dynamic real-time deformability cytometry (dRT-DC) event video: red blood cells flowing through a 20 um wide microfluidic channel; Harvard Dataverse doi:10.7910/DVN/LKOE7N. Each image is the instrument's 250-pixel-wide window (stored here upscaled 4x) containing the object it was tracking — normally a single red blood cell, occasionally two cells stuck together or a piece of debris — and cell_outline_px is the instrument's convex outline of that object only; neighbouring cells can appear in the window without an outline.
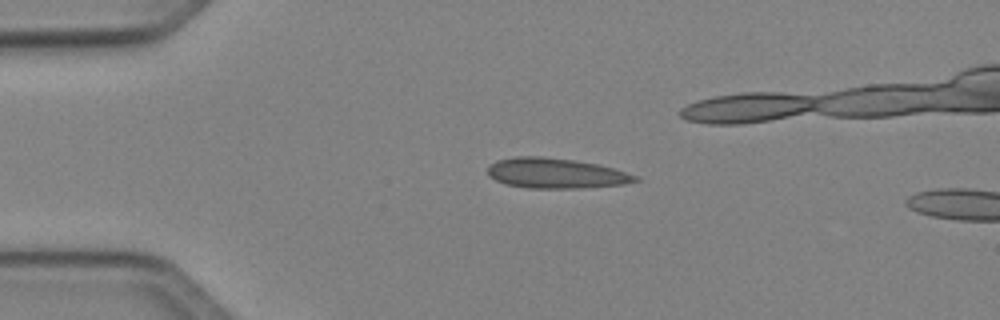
{"species": "Egyptian fruit bat (a non-hibernating species)", "species_latin": "Rousettus aegyptiacus", "temperature_condition": "cold", "stored_images_in_passage": 14, "camera_frame_rate_fps": 3000, "um_per_image_px": 0.085, "animal": {"sex": "female"}, "frame": {"image": 1, "passage_image": 10, "time_ms": 3.0, "image_size_px": [1000, 320], "cell_outline_px": [[640, 180], [624, 184], [584, 188], [528, 188], [504, 184], [488, 176], [488, 168], [496, 160], [516, 156], [540, 156], [572, 160], [596, 164], [612, 168], [636, 176]], "centroid_in_image_um": [47.2, 14.73], "position_along_channel_um": 37.8, "area_um2": 25.78}}